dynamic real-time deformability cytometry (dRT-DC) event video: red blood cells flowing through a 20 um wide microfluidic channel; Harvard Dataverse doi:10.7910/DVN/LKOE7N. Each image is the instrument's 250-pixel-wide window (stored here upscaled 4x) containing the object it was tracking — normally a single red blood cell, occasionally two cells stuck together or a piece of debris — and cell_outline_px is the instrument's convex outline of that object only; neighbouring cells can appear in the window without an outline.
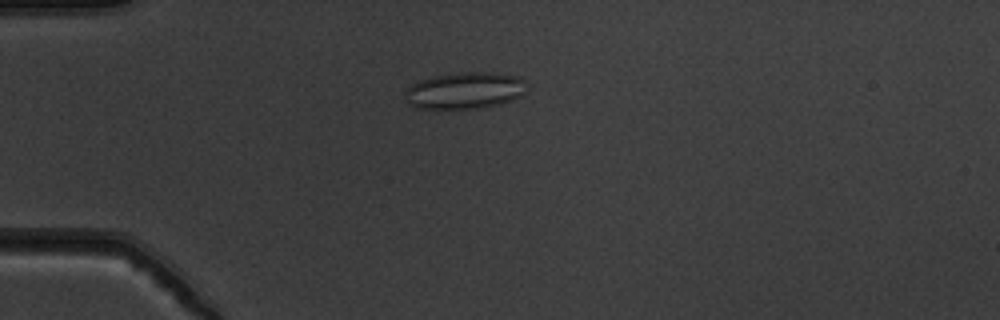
{"species": "common noctule bat (a hibernating species)", "species_latin": "Nyctalus noctula", "temperature_condition": "warm", "stored_images_in_passage": 42, "camera_frame_rate_fps": 3000, "um_per_image_px": 0.085, "animal": {"sex": "male", "body_mass_g": 19.5, "forearm_length_mm": 54.6}, "frame": {"image": 1, "passage_image": 3, "time_ms": 0.667, "image_size_px": [1000, 320], "cell_outline_px": [[524, 92], [512, 100], [500, 104], [484, 108], [416, 108], [408, 104], [404, 100], [404, 92], [412, 84], [420, 80], [432, 76], [460, 72], [496, 72], [516, 76], [524, 80]], "centroid_in_image_um": [39.46, 7.69], "position_along_channel_um": 45.5, "area_um2": 26.07}}
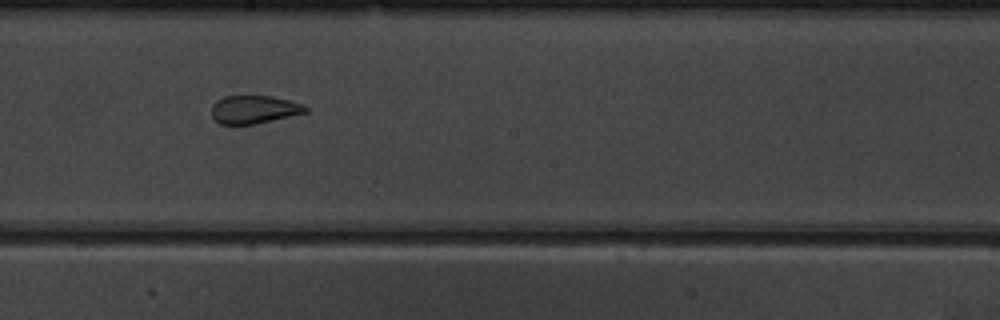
{"frame": {"image": 2, "passage_image": 19, "time_ms": 6.0, "image_size_px": [1000, 320], "cell_outline_px": [[308, 112], [252, 124], [220, 124], [212, 116], [212, 104], [216, 100], [224, 96], [272, 96], [292, 100], [304, 104], [308, 108]], "centroid_in_image_um": [21.61, 9.29], "position_along_channel_um": 226.6, "area_um2": 15.37}}
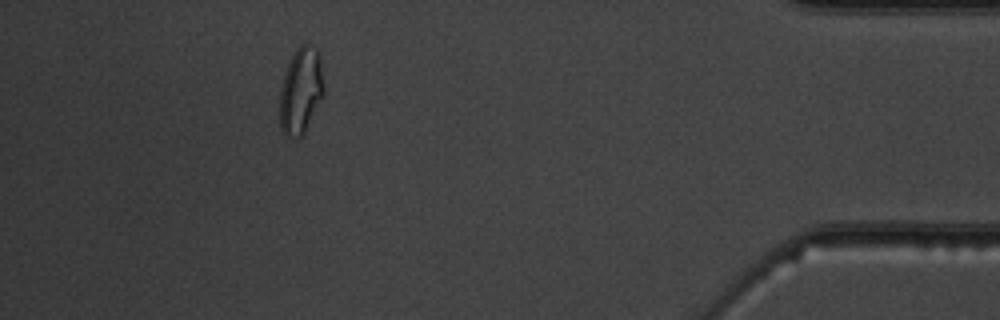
{"frame": {"image": 3, "passage_image": 37, "time_ms": 12.0, "image_size_px": [1000, 320], "cell_outline_px": [[324, 96], [304, 136], [300, 140], [296, 140], [284, 136], [280, 128], [280, 88], [284, 72], [288, 60], [292, 52], [300, 44], [308, 44], [316, 48], [320, 52], [324, 88]], "centroid_in_image_um": [25.57, 7.75], "position_along_channel_um": 409.6, "area_um2": 23.29}, "authors_computed_cell_mechanics": {"area_um2": 18.4093, "velocity_mm_per_s": 3.8486, "shape_relaxation_time_tau1_ms": null, "shape_relaxation_time_tau2_ms": 0.86, "deformation_change_tau1": null, "deformation_change_tau2": 0.0747}}